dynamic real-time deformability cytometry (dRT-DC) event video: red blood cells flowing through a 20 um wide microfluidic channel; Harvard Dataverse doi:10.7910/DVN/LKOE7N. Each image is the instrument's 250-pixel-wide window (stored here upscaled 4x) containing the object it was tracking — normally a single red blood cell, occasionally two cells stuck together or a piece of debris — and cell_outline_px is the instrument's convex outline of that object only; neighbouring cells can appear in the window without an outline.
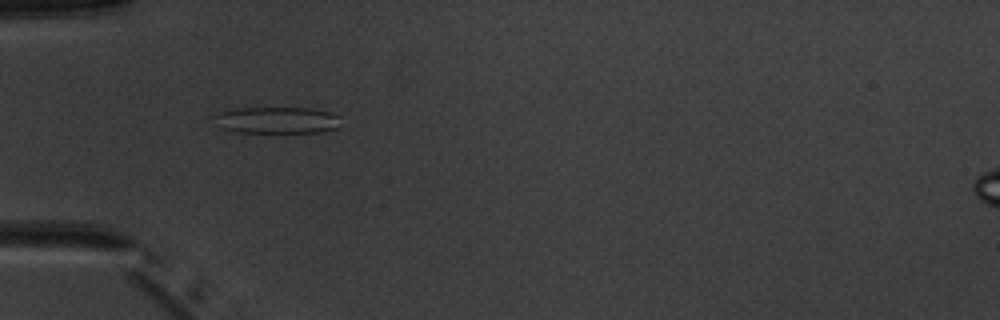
{"species": "common noctule bat (a hibernating species)", "species_latin": "Nyctalus noctula", "temperature_condition": "warm", "stored_images_in_passage": 7, "camera_frame_rate_fps": 3000, "um_per_image_px": 0.085, "animal": {"sex": "male", "body_mass_g": 20.1, "forearm_length_mm": 53.5}, "frame": {"image": 1, "passage_image": 6, "time_ms": 5.667, "image_size_px": [1000, 320], "cell_outline_px": [[340, 116], [336, 128], [324, 132], [236, 132], [220, 128], [208, 116], [220, 112], [240, 108], [308, 108], [328, 112]], "centroid_in_image_um": [23.44, 10.22], "position_along_channel_um": 61.6, "area_um2": 19.71}}
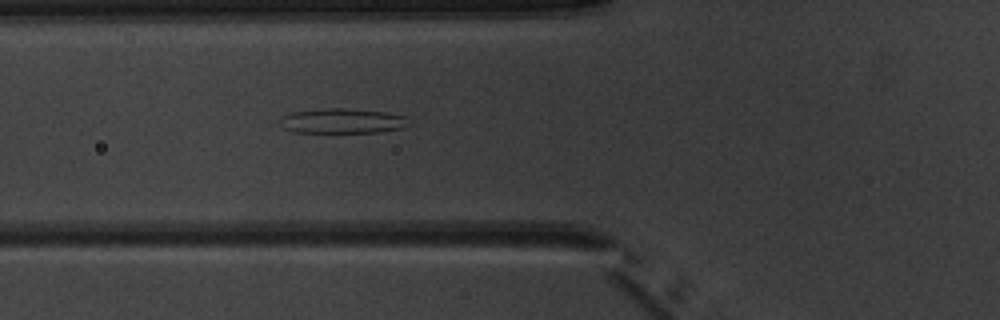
{"frame": {"image": 2, "passage_image": 7, "time_ms": 6.667, "image_size_px": [1000, 320], "cell_outline_px": [[412, 124], [404, 128], [380, 132], [292, 132], [284, 128], [280, 120], [284, 116], [292, 112], [324, 108], [348, 108], [388, 112], [412, 116]], "centroid_in_image_um": [29.27, 10.27], "position_along_channel_um": 96.5, "area_um2": 19.13}}